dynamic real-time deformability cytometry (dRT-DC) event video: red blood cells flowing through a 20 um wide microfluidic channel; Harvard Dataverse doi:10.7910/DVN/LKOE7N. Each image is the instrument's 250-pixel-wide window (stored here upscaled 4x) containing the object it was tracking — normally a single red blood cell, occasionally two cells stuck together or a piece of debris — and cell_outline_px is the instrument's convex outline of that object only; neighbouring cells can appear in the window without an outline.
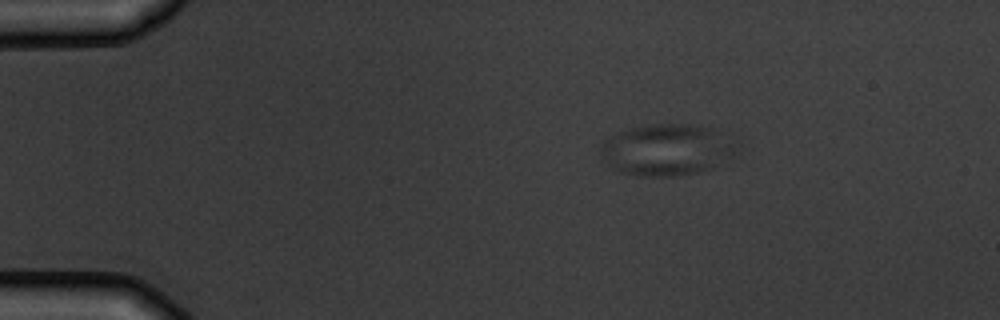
{"species": "common noctule bat (a hibernating species)", "species_latin": "Nyctalus noctula", "temperature_condition": "warm", "stored_images_in_passage": 3, "segment_of_instrument_passage": [1, 2], "camera_frame_rate_fps": 3000, "um_per_image_px": 0.085, "animal": {"sex": "male", "body_mass_g": 19.5, "forearm_length_mm": 54.6}, "frame": {"image": 1, "passage_image": 1, "time_ms": 0.0, "image_size_px": [1000, 320], "cell_outline_px": [[712, 168], [700, 172], [672, 176], [640, 176], [620, 172], [608, 164], [604, 160], [600, 148], [604, 140], [620, 132], [632, 128], [660, 124], [696, 124], [712, 128]], "centroid_in_image_um": [56.13, 12.76], "position_along_channel_um": 28.9, "area_um2": 36.01}}